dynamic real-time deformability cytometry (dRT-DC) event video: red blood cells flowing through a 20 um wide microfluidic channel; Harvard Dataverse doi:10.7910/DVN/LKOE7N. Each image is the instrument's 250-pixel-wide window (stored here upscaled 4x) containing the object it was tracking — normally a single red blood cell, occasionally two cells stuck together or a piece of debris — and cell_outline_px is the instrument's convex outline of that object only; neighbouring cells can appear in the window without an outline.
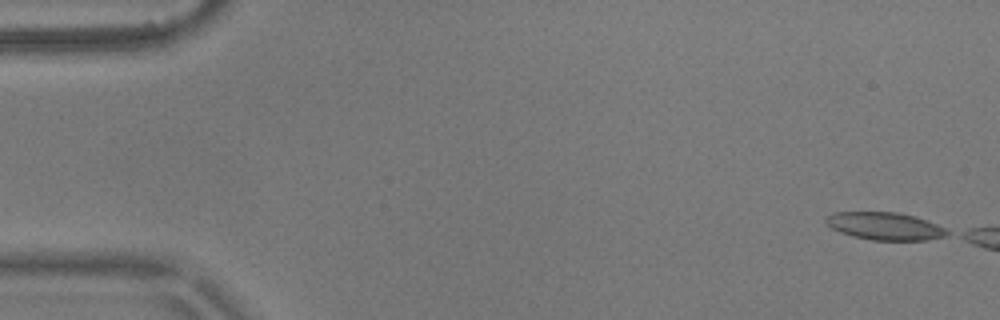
{"species": "common noctule bat (a hibernating species)", "species_latin": "Nyctalus noctula", "temperature_condition": "warm", "stored_images_in_passage": 3, "camera_frame_rate_fps": 3000, "um_per_image_px": 0.085, "animal": {"sex": "male", "body_mass_g": 17.9}, "frame": {"image": 1, "passage_image": 1, "time_ms": 0.0, "image_size_px": [1000, 320], "cell_outline_px": [[952, 232], [948, 236], [928, 240], [872, 240], [852, 236], [840, 232], [832, 228], [824, 220], [832, 212], [896, 212], [912, 216], [936, 224]], "centroid_in_image_um": [75.23, 19.23], "position_along_channel_um": 9.8, "area_um2": 19.42}}